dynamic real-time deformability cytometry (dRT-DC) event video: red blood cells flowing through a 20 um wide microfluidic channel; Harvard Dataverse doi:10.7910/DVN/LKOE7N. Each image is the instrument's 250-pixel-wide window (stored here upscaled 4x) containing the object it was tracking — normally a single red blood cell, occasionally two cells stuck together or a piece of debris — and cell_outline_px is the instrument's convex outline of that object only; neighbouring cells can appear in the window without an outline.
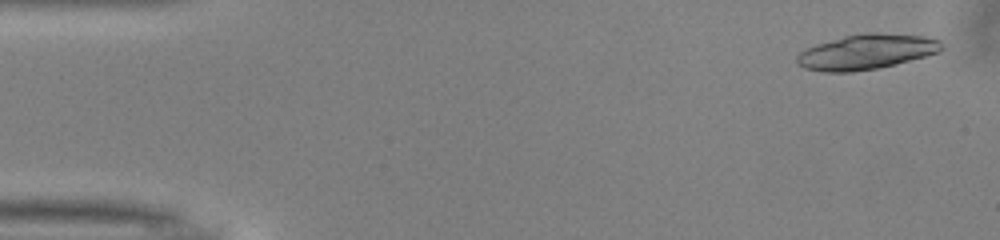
{"species": "common noctule bat (a hibernating species)", "species_latin": "Nyctalus noctula", "temperature_condition": "warm", "stored_images_in_passage": 15, "camera_frame_rate_fps": 3000, "um_per_image_px": 0.085, "animal": {"sex": "male", "body_mass_g": 13.0, "forearm_length_mm": 53.1}, "frame": {"image": 1, "passage_image": 2, "time_ms": 0.333, "image_size_px": [1000, 240], "cell_outline_px": [[944, 48], [940, 52], [896, 64], [876, 68], [852, 72], [824, 72], [804, 68], [796, 64], [796, 56], [800, 52], [816, 44], [844, 36], [868, 32], [880, 32], [924, 36], [940, 40], [944, 44]], "centroid_in_image_um": [73.67, 4.4], "position_along_channel_um": 11.3, "area_um2": 29.77}}